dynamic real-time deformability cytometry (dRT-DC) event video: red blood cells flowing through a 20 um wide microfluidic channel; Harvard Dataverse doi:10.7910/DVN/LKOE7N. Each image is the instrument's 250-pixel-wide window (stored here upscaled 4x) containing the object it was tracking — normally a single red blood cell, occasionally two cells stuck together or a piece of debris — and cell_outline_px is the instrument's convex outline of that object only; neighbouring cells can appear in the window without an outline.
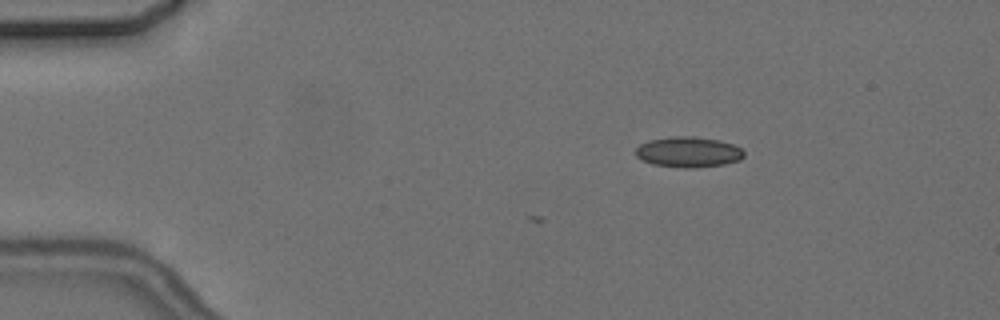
{"species": "common noctule bat (a hibernating species)", "species_latin": "Nyctalus noctula", "temperature_condition": "cold", "stored_images_in_passage": 4, "camera_frame_rate_fps": 3000, "um_per_image_px": 0.085, "animal": {"sex": "female", "body_mass_g": 24.6, "forearm_length_mm": 56.2}, "frame": {"image": 1, "passage_image": 1, "time_ms": 0.0, "image_size_px": [1000, 320], "cell_outline_px": [[744, 156], [740, 160], [724, 164], [692, 168], [684, 168], [652, 164], [636, 156], [636, 148], [640, 144], [648, 140], [672, 136], [692, 136], [720, 140], [732, 144], [740, 148], [744, 152]], "centroid_in_image_um": [58.51, 12.91], "position_along_channel_um": 26.5, "area_um2": 19.25}}
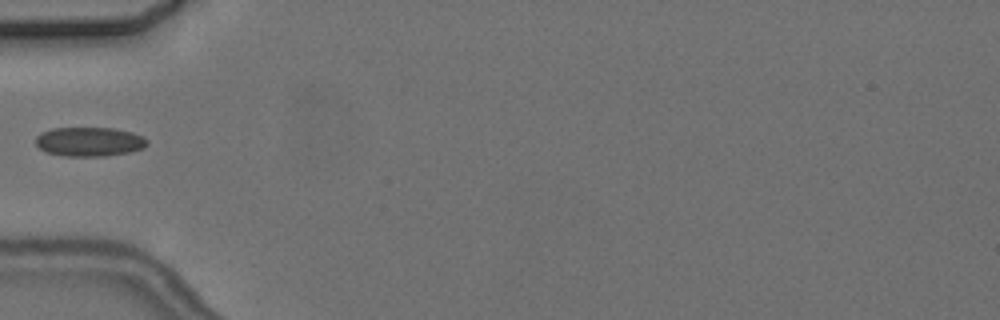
{"frame": {"image": 2, "passage_image": 4, "time_ms": 3.333, "image_size_px": [1000, 320], "cell_outline_px": [[148, 144], [144, 148], [128, 152], [104, 156], [64, 156], [48, 152], [40, 148], [36, 144], [36, 136], [40, 132], [52, 128], [112, 128], [132, 132], [144, 136], [148, 140]], "centroid_in_image_um": [7.61, 12.04], "position_along_channel_um": 77.4, "area_um2": 19.02}}